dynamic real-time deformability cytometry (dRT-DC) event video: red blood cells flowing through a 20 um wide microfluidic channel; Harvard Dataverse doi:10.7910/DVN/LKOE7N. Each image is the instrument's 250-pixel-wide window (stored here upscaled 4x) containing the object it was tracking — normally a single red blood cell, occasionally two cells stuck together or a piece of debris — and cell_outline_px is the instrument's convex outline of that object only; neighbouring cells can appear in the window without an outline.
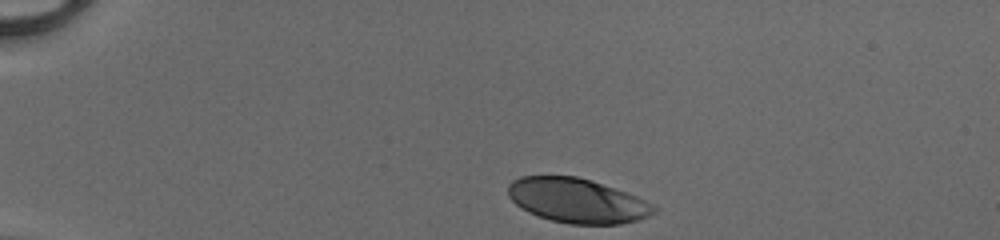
{"species": "human", "species_latin": "Homo sapiens", "temperature_condition": "cold", "stored_images_in_passage": 33, "camera_frame_rate_fps": 3000, "um_per_image_px": 0.085, "donor": {"sex": "male"}, "frame": {"image": 1, "passage_image": 1, "time_ms": 0.0, "image_size_px": [1000, 240], "cell_outline_px": [[656, 212], [648, 216], [636, 220], [620, 224], [568, 224], [552, 220], [528, 212], [520, 208], [508, 196], [508, 184], [512, 180], [520, 176], [576, 176], [592, 180], [636, 196], [652, 204], [656, 208]], "centroid_in_image_um": [49.03, 17.05], "position_along_channel_um": 36.0, "area_um2": 37.69}}
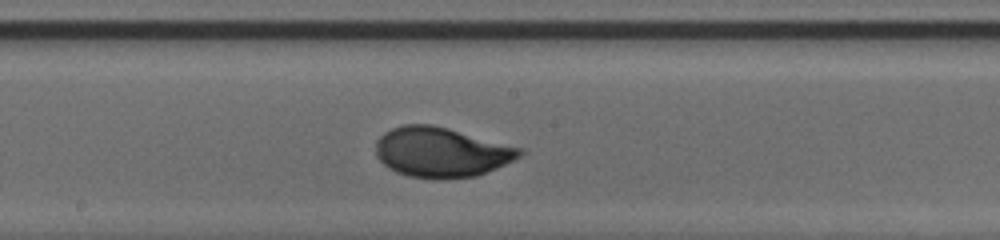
{"frame": {"image": 2, "passage_image": 19, "time_ms": 6.0, "image_size_px": [1000, 240], "cell_outline_px": [[524, 152], [520, 156], [496, 168], [476, 176], [408, 176], [396, 172], [388, 168], [376, 156], [376, 140], [384, 132], [400, 124], [432, 124], [448, 128], [524, 148]], "centroid_in_image_um": [37.49, 12.88], "position_along_channel_um": 210.7, "area_um2": 41.15}}
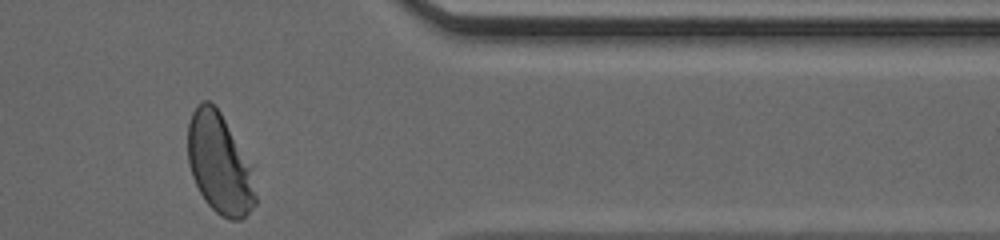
{"frame": {"image": 3, "passage_image": 33, "time_ms": 10.667, "image_size_px": [1000, 240], "cell_outline_px": [[256, 204], [240, 220], [228, 220], [220, 216], [204, 200], [192, 176], [188, 164], [188, 124], [192, 112], [196, 104], [204, 100], [208, 100], [220, 112], [256, 164]], "centroid_in_image_um": [18.74, 13.91], "position_along_channel_um": 392.7, "area_um2": 41.04}, "authors_computed_cell_mechanics": {"area_um2": 40.4022, "velocity_mm_per_s": 4.1314, "shape_relaxation_time_tau1_ms": 2.5029, "shape_relaxation_time_tau2_ms": null, "deformation_change_tau1": 0.1654, "deformation_change_tau2": null}}